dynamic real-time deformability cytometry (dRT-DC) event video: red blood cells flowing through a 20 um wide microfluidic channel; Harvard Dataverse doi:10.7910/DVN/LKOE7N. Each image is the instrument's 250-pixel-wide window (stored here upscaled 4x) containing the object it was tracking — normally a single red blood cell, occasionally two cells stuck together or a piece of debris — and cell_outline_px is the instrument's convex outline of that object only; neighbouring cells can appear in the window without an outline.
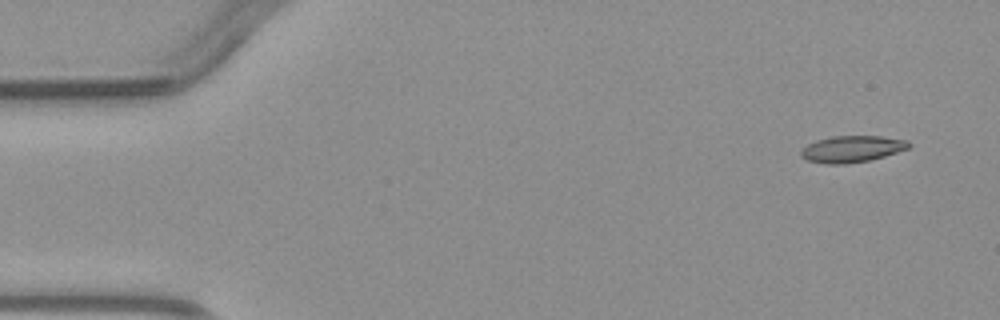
{"species": "common noctule bat (a hibernating species)", "species_latin": "Nyctalus noctula", "temperature_condition": "warm", "stored_images_in_passage": 4, "camera_frame_rate_fps": 3000, "um_per_image_px": 0.085, "animal": {"sex": "male", "body_mass_g": 23.1, "forearm_length_mm": 52.7}, "frame": {"image": 1, "passage_image": 1, "time_ms": 0.0, "image_size_px": [1000, 320], "cell_outline_px": [[912, 144], [908, 148], [884, 156], [868, 160], [844, 164], [828, 164], [808, 160], [800, 156], [800, 148], [808, 144], [832, 136], [880, 136], [908, 140]], "centroid_in_image_um": [72.41, 12.66], "position_along_channel_um": 12.6, "area_um2": 16.53}}
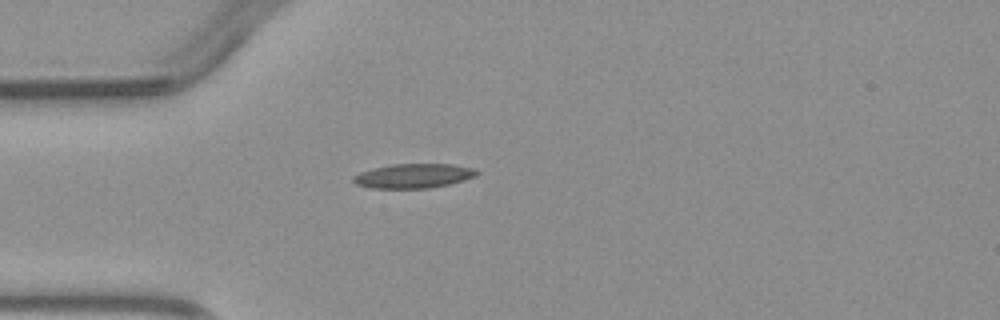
{"frame": {"image": 2, "passage_image": 4, "time_ms": 3.333, "image_size_px": [1000, 320], "cell_outline_px": [[480, 172], [476, 176], [464, 180], [448, 184], [428, 188], [372, 188], [356, 184], [352, 180], [352, 176], [360, 172], [372, 168], [392, 164], [452, 164], [476, 168]], "centroid_in_image_um": [35.16, 14.94], "position_along_channel_um": 49.8, "area_um2": 17.63}}